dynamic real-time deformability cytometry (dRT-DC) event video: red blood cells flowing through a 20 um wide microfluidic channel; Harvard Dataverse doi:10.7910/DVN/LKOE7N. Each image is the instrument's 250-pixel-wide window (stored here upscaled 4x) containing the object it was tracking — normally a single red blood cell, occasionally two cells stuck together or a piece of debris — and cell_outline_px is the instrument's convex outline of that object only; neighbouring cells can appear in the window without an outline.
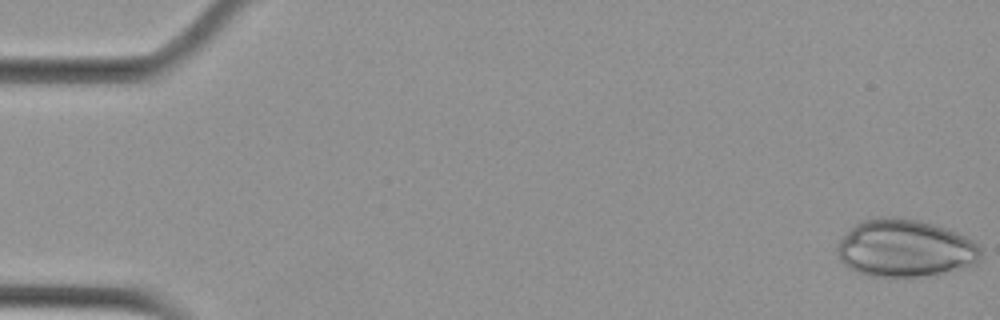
{"species": "Egyptian fruit bat (a non-hibernating species)", "species_latin": "Rousettus aegyptiacus", "temperature_condition": "cold", "stored_images_in_passage": 30, "camera_frame_rate_fps": 3000, "um_per_image_px": 0.085, "animal": {"sex": "female"}, "frame": {"image": 1, "passage_image": 1, "time_ms": 0.0, "image_size_px": [1000, 320], "cell_outline_px": [[980, 260], [976, 264], [960, 268], [920, 276], [868, 276], [856, 272], [844, 264], [840, 260], [836, 252], [836, 248], [840, 240], [856, 224], [864, 220], [920, 220], [956, 232], [972, 240], [980, 248]], "centroid_in_image_um": [76.92, 21.14], "position_along_channel_um": 8.1, "area_um2": 46.7}}
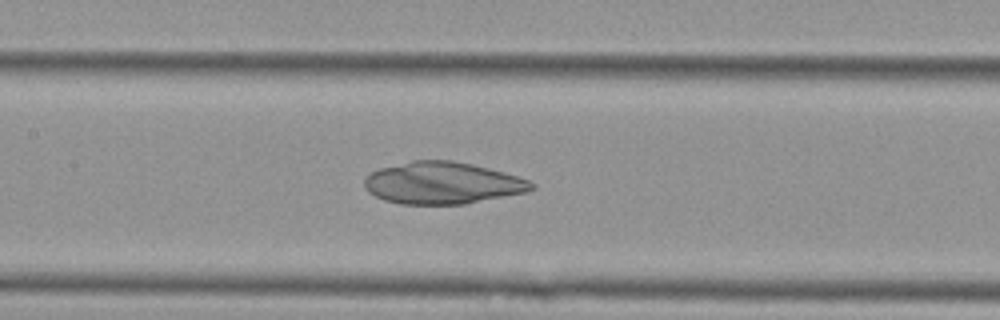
{"frame": {"image": 2, "passage_image": 26, "time_ms": 8.333, "image_size_px": [1000, 320], "cell_outline_px": [[536, 188], [528, 192], [464, 204], [400, 204], [384, 200], [368, 192], [364, 188], [364, 176], [380, 168], [412, 160], [452, 160], [472, 164], [504, 172], [528, 180], [536, 184]], "centroid_in_image_um": [37.6, 15.56], "position_along_channel_um": 169.8, "area_um2": 41.04}}
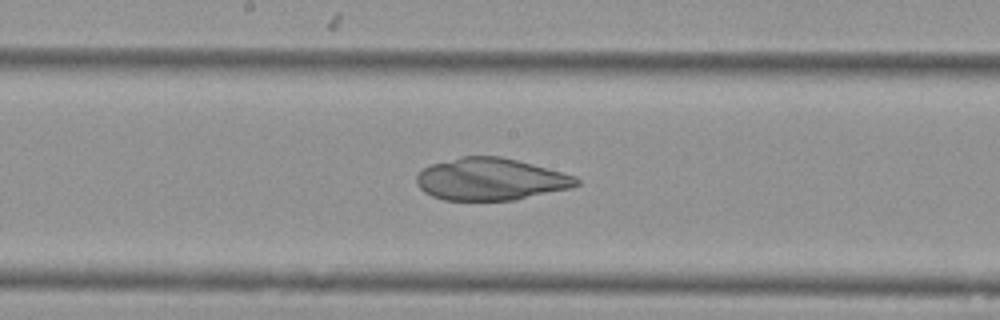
{"frame": {"image": 3, "passage_image": 29, "time_ms": 9.333, "image_size_px": [1000, 320], "cell_outline_px": [[580, 184], [572, 188], [516, 200], [444, 200], [432, 196], [424, 192], [416, 184], [416, 176], [424, 168], [432, 164], [460, 156], [500, 156], [532, 164], [576, 176], [580, 180]], "centroid_in_image_um": [41.71, 15.24], "position_along_channel_um": 206.5, "area_um2": 39.36}}